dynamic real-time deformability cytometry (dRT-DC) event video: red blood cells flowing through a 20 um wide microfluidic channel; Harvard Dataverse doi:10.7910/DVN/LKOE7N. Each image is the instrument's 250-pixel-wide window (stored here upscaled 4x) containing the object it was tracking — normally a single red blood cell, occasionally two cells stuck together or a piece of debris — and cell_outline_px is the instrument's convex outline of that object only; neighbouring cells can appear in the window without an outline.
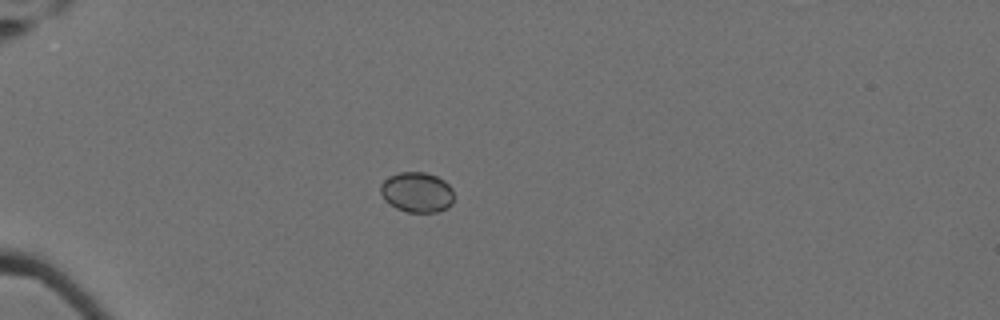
{"species": "Egyptian fruit bat (a non-hibernating species)", "species_latin": "Rousettus aegyptiacus", "temperature_condition": "cold", "stored_images_in_passage": 43, "camera_frame_rate_fps": 3000, "um_per_image_px": 0.085, "animal": {"sex": "female"}, "frame": {"image": 1, "passage_image": 1, "time_ms": 0.0, "image_size_px": [1000, 320], "cell_outline_px": [[452, 204], [448, 208], [440, 212], [408, 212], [396, 208], [384, 200], [380, 192], [380, 184], [388, 176], [400, 172], [424, 172], [436, 176], [444, 180], [452, 188]], "centroid_in_image_um": [35.43, 16.34], "position_along_channel_um": 49.6, "area_um2": 17.34}}
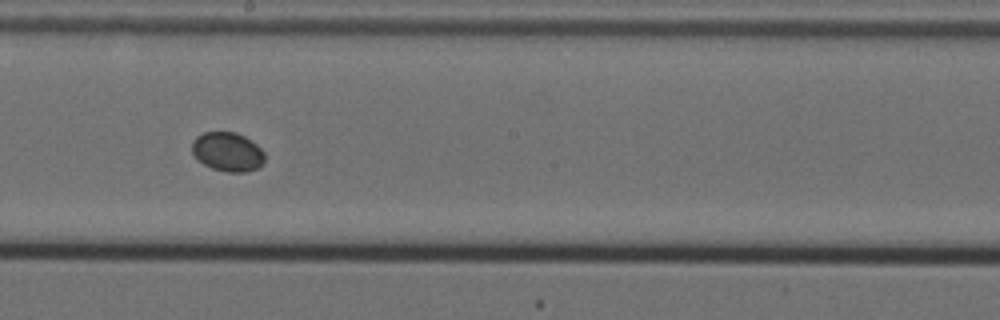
{"frame": {"image": 2, "passage_image": 19, "time_ms": 6.0, "image_size_px": [1000, 320], "cell_outline_px": [[264, 164], [260, 168], [244, 172], [228, 172], [212, 168], [204, 164], [192, 152], [192, 140], [196, 136], [204, 132], [236, 132], [244, 136], [256, 144], [264, 152]], "centroid_in_image_um": [19.36, 12.9], "position_along_channel_um": 228.8, "area_um2": 16.59}}
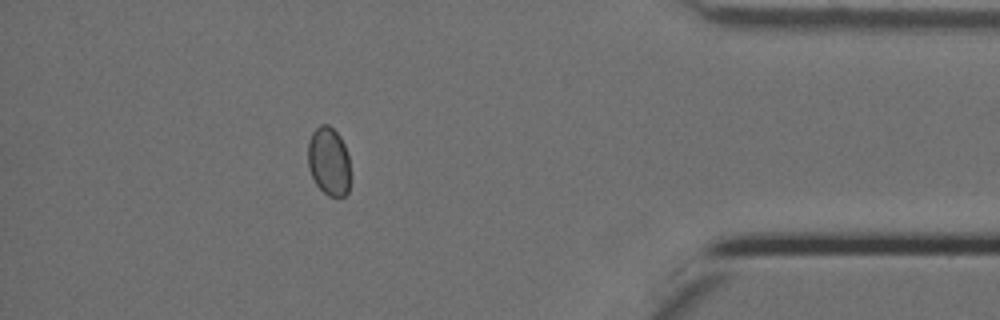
{"frame": {"image": 3, "passage_image": 37, "time_ms": 12.0, "image_size_px": [1000, 320], "cell_outline_px": [[352, 180], [348, 192], [344, 196], [328, 196], [316, 184], [308, 168], [308, 140], [312, 132], [320, 124], [328, 124], [340, 136], [344, 144], [348, 156]], "centroid_in_image_um": [27.97, 13.72], "position_along_channel_um": 407.2, "area_um2": 17.28}}